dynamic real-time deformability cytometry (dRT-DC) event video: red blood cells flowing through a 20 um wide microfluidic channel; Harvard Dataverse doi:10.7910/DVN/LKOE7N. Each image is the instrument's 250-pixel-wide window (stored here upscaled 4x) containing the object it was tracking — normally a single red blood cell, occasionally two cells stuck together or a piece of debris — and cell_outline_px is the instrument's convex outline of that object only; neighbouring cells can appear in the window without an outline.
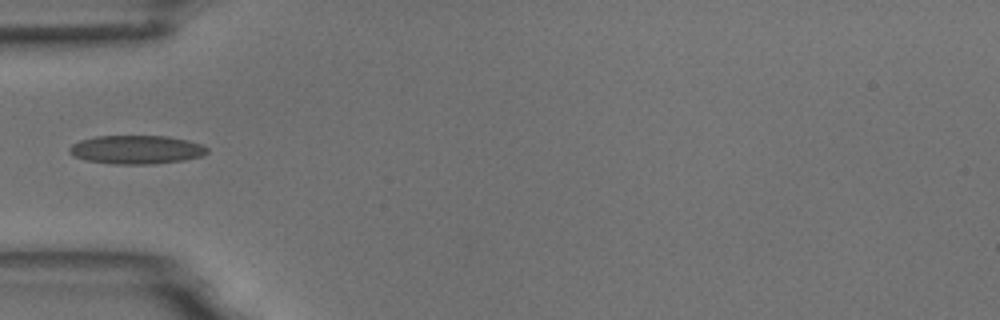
{"species": "common noctule bat (a hibernating species)", "species_latin": "Nyctalus noctula", "temperature_condition": "room temperature", "stored_images_in_passage": 5, "camera_frame_rate_fps": 3000, "um_per_image_px": 0.085, "animal": {"sex": "male", "body_mass_g": 18.8}, "frame": {"image": 1, "passage_image": 5, "time_ms": 4.333, "image_size_px": [1000, 320], "cell_outline_px": [[208, 152], [200, 156], [184, 160], [152, 164], [112, 164], [84, 160], [72, 156], [68, 152], [68, 148], [72, 144], [80, 140], [96, 136], [168, 136], [188, 140], [200, 144], [208, 148]], "centroid_in_image_um": [11.55, 12.72], "position_along_channel_um": 73.5, "area_um2": 23.12}}